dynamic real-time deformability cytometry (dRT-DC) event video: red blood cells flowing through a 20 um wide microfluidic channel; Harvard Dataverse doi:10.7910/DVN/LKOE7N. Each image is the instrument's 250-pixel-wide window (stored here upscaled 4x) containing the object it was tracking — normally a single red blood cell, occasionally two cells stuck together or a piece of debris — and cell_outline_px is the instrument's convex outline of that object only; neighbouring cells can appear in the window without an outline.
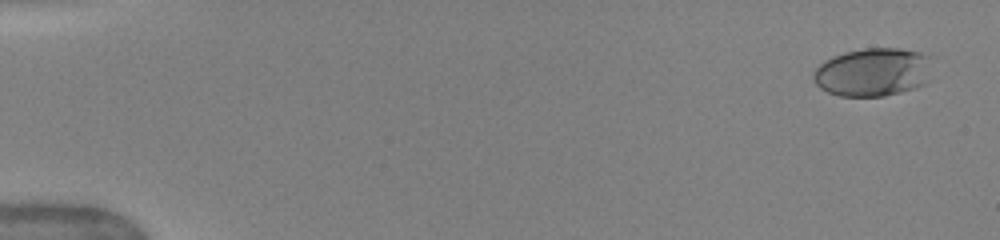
{"species": "human", "species_latin": "Homo sapiens", "temperature_condition": "warm", "stored_images_in_passage": 44, "camera_frame_rate_fps": 3000, "um_per_image_px": 0.085, "donor": {"sex": "female"}, "frame": {"image": 1, "passage_image": 1, "time_ms": 0.0, "image_size_px": [1000, 240], "cell_outline_px": [[928, 56], [924, 84], [916, 88], [884, 96], [840, 96], [828, 92], [820, 88], [816, 84], [812, 76], [816, 68], [824, 60], [832, 56], [844, 52], [864, 48], [900, 48], [920, 52]], "centroid_in_image_um": [74.11, 6.13], "position_along_channel_um": 10.9, "area_um2": 33.06}}
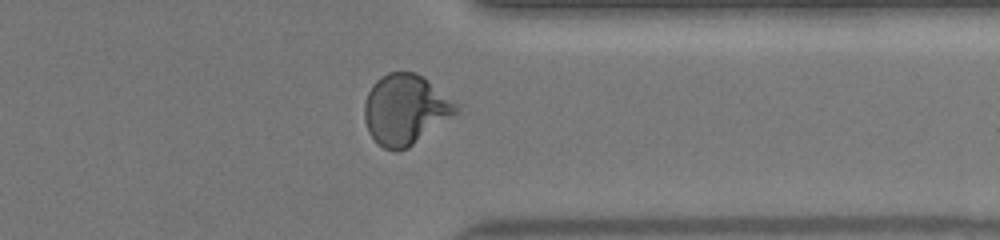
{"frame": {"image": 2, "passage_image": 36, "time_ms": 13.0, "image_size_px": [1000, 240], "cell_outline_px": [[460, 104], [456, 112], [408, 148], [396, 152], [384, 148], [368, 132], [364, 120], [364, 104], [368, 92], [372, 84], [380, 76], [388, 72], [416, 72], [428, 80]], "centroid_in_image_um": [34.43, 9.29], "position_along_channel_um": 377.0, "area_um2": 37.34}}
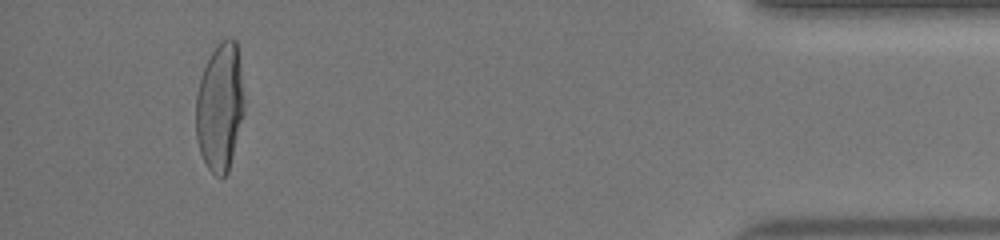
{"frame": {"image": 3, "passage_image": 41, "time_ms": 15.333, "image_size_px": [1000, 240], "cell_outline_px": [[244, 112], [228, 172], [224, 176], [216, 176], [208, 168], [200, 152], [196, 140], [196, 92], [204, 68], [212, 52], [220, 40], [228, 36], [236, 40], [244, 96]], "centroid_in_image_um": [18.69, 9.08], "position_along_channel_um": 416.5, "area_um2": 35.95}, "authors_computed_cell_mechanics": {"area_um2": 36.0672, "velocity_mm_per_s": 4.0207, "shape_relaxation_time_tau1_ms": 4.6556, "shape_relaxation_time_tau2_ms": null, "deformation_change_tau1": 0.2088, "deformation_change_tau2": null}}